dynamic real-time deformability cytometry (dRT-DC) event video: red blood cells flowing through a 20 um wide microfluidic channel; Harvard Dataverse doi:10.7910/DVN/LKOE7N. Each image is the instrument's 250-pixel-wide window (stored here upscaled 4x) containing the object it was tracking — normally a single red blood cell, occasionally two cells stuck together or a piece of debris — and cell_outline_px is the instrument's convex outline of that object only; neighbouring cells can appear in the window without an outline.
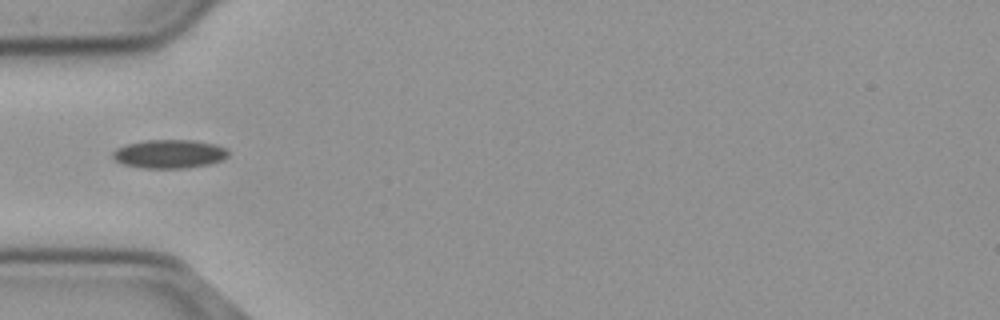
{"species": "common noctule bat (a hibernating species)", "species_latin": "Nyctalus noctula", "temperature_condition": "cold", "stored_images_in_passage": 39, "camera_frame_rate_fps": 3000, "um_per_image_px": 0.085, "animal": {"sex": "male", "body_mass_g": 23.1, "forearm_length_mm": 52.7}, "frame": {"image": 1, "passage_image": 1, "time_ms": 0.0, "image_size_px": [1000, 320], "cell_outline_px": [[228, 156], [220, 160], [208, 164], [184, 168], [144, 168], [124, 164], [116, 160], [112, 156], [112, 152], [116, 148], [128, 144], [144, 140], [192, 140], [216, 144], [228, 148]], "centroid_in_image_um": [14.4, 13.07], "position_along_channel_um": 70.6, "area_um2": 19.19}}
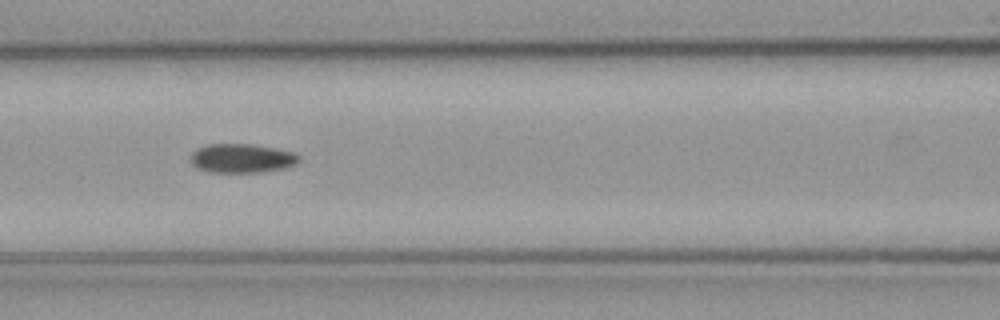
{"frame": {"image": 2, "passage_image": 7, "time_ms": 2.0, "image_size_px": [1000, 320], "cell_outline_px": [[300, 160], [296, 164], [280, 168], [260, 172], [208, 172], [196, 168], [188, 160], [188, 156], [196, 148], [208, 144], [252, 144], [296, 152], [300, 156]], "centroid_in_image_um": [20.49, 13.44], "position_along_channel_um": 146.1, "area_um2": 18.55}}
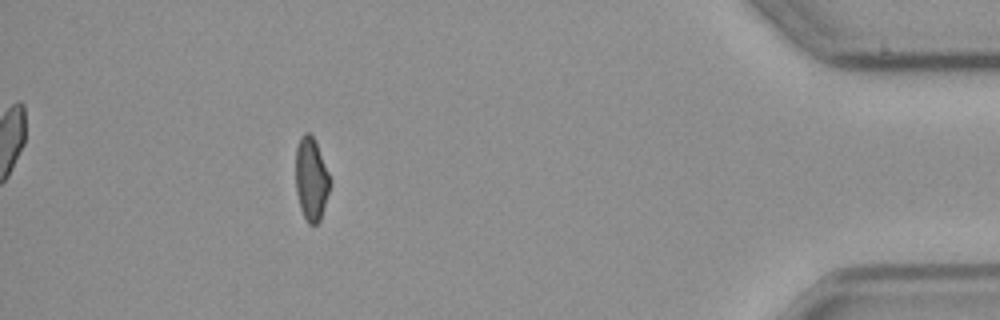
{"frame": {"image": 3, "passage_image": 33, "time_ms": 10.667, "image_size_px": [1000, 320], "cell_outline_px": [[328, 192], [320, 220], [316, 224], [308, 224], [300, 208], [296, 192], [296, 148], [300, 136], [304, 132], [308, 132], [312, 136], [316, 144], [328, 172]], "centroid_in_image_um": [26.41, 15.22], "position_along_channel_um": 408.8, "area_um2": 16.13}, "authors_computed_cell_mechanics": {"area_um2": 17.9758, "velocity_mm_per_s": 3.6936, "shape_relaxation_time_tau1_ms": 7.3615, "shape_relaxation_time_tau2_ms": 4.942, "deformation_change_tau1": 0.1301, "deformation_change_tau2": 0.0927}}